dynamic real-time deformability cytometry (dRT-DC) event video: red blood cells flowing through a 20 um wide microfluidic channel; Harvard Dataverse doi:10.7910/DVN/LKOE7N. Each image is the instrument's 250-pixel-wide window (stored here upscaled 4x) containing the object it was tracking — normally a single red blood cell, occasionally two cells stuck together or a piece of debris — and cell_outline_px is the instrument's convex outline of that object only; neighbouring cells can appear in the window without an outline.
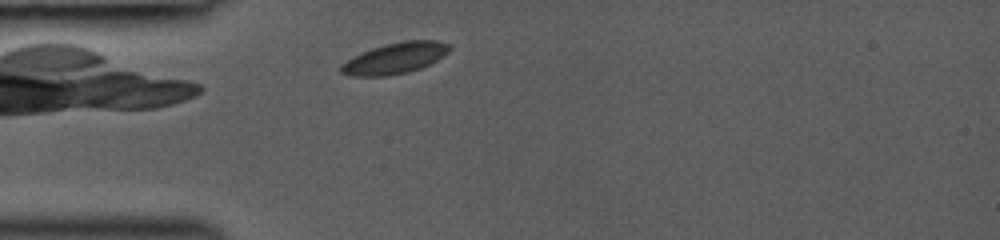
{"species": "common noctule bat (a hibernating species)", "species_latin": "Nyctalus noctula", "temperature_condition": "room temperature", "stored_images_in_passage": 22, "camera_frame_rate_fps": 3000, "um_per_image_px": 0.085, "animal": {"sex": "female", "body_mass_g": 19.0, "forearm_length_mm": 53.3}, "frame": {"image": 1, "passage_image": 1, "time_ms": 0.0, "image_size_px": [1000, 240], "cell_outline_px": [[452, 48], [448, 52], [436, 60], [420, 68], [408, 72], [388, 76], [352, 76], [340, 72], [340, 64], [352, 56], [372, 48], [404, 40], [436, 40], [452, 44]], "centroid_in_image_um": [33.57, 4.94], "position_along_channel_um": 51.4, "area_um2": 19.65}}
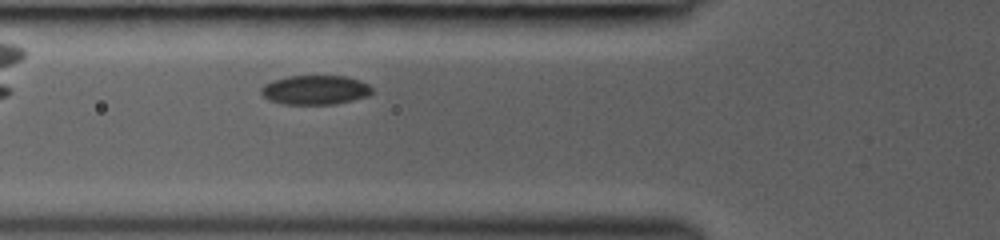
{"frame": {"image": 2, "passage_image": 4, "time_ms": 1.333, "image_size_px": [1000, 240], "cell_outline_px": [[372, 92], [368, 96], [336, 104], [284, 104], [268, 100], [260, 92], [260, 88], [264, 84], [272, 80], [288, 76], [344, 76], [360, 80], [368, 84], [372, 88]], "centroid_in_image_um": [26.77, 7.64], "position_along_channel_um": 99.0, "area_um2": 19.02}}
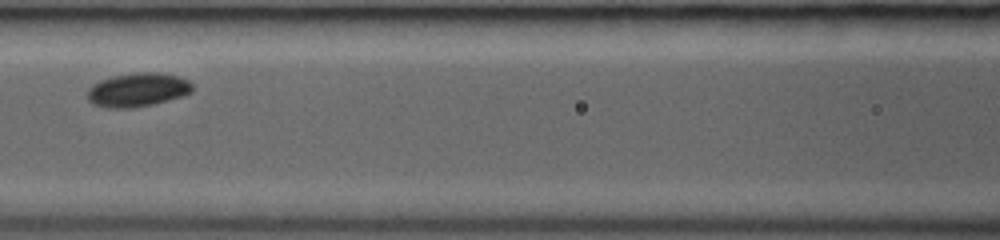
{"frame": {"image": 3, "passage_image": 7, "time_ms": 2.667, "image_size_px": [1000, 240], "cell_outline_px": [[192, 92], [180, 96], [152, 104], [132, 108], [108, 108], [92, 104], [88, 100], [88, 88], [92, 84], [100, 80], [112, 76], [136, 72], [156, 72], [176, 76], [188, 80], [192, 84]], "centroid_in_image_um": [11.65, 7.63], "position_along_channel_um": 154.9, "area_um2": 20.58}}